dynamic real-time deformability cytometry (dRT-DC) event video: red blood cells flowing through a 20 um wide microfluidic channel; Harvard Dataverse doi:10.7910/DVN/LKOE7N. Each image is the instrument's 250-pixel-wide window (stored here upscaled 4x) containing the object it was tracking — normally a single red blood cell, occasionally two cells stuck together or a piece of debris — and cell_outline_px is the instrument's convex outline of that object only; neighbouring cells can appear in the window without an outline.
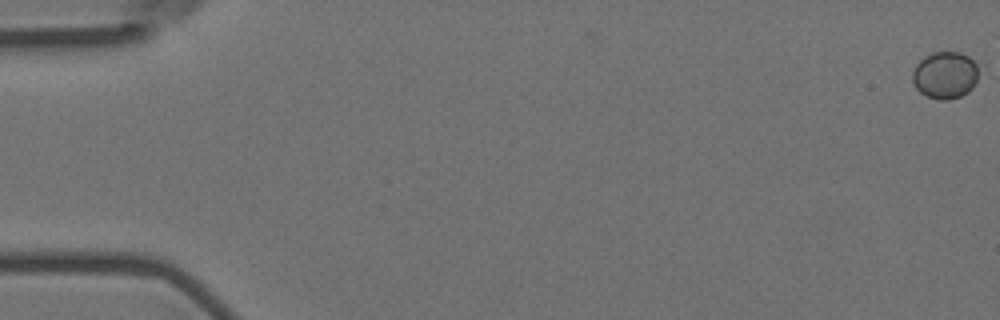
{"species": "Egyptian fruit bat (a non-hibernating species)", "species_latin": "Rousettus aegyptiacus", "temperature_condition": "room temperature", "stored_images_in_passage": 8, "camera_frame_rate_fps": 3000, "um_per_image_px": 0.085, "animal": {"sex": "female"}, "frame": {"image": 1, "passage_image": 1, "time_ms": 0.0, "image_size_px": [1000, 320], "cell_outline_px": [[984, 76], [968, 92], [960, 96], [948, 100], [940, 100], [928, 96], [920, 92], [916, 88], [912, 80], [912, 72], [916, 64], [924, 56], [932, 52], [960, 52], [968, 56], [976, 64]], "centroid_in_image_um": [80.39, 6.38], "position_along_channel_um": 4.6, "area_um2": 18.67}}